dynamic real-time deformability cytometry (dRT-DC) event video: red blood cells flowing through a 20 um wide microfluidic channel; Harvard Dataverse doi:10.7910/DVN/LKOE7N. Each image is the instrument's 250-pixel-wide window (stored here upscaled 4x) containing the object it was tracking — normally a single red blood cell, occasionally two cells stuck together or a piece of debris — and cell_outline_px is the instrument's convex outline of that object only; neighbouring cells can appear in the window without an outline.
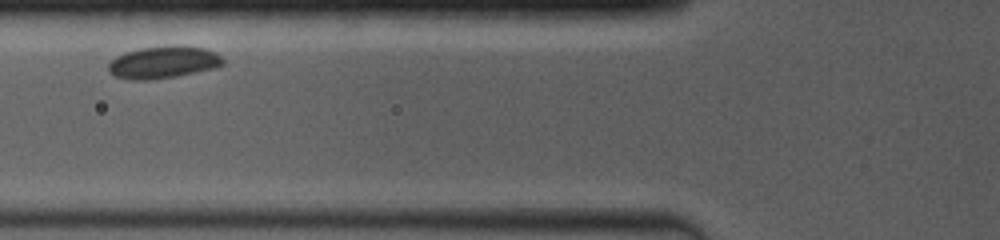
{"species": "common noctule bat (a hibernating species)", "species_latin": "Nyctalus noctula", "temperature_condition": "room temperature", "stored_images_in_passage": 15, "camera_frame_rate_fps": 4000, "um_per_image_px": 0.085, "animal": {"sex": "female", "body_mass_g": 19.0, "forearm_length_mm": 53.3}, "frame": {"image": 1, "passage_image": 3, "time_ms": 1.5, "image_size_px": [1000, 240], "cell_outline_px": [[224, 64], [220, 68], [176, 76], [152, 80], [128, 80], [116, 76], [108, 72], [108, 64], [116, 56], [124, 52], [140, 48], [180, 44], [204, 48], [216, 52], [224, 60]], "centroid_in_image_um": [13.92, 5.29], "position_along_channel_um": 111.9, "area_um2": 22.02}}
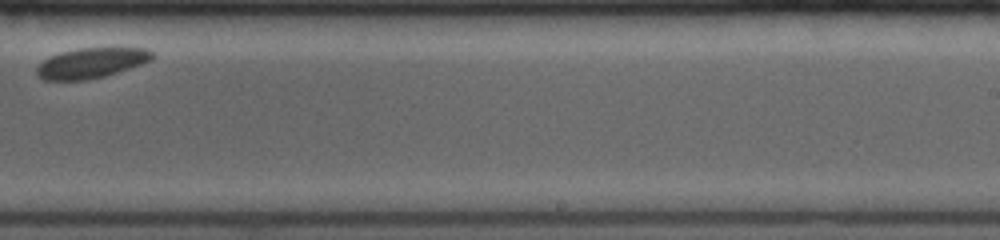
{"frame": {"image": 2, "passage_image": 11, "time_ms": 6.25, "image_size_px": [1000, 240], "cell_outline_px": [[152, 56], [148, 60], [140, 64], [104, 76], [88, 80], [44, 80], [36, 76], [36, 68], [44, 60], [52, 56], [64, 52], [80, 48], [148, 48], [152, 52]], "centroid_in_image_um": [7.71, 5.36], "position_along_channel_um": 281.3, "area_um2": 19.88}}
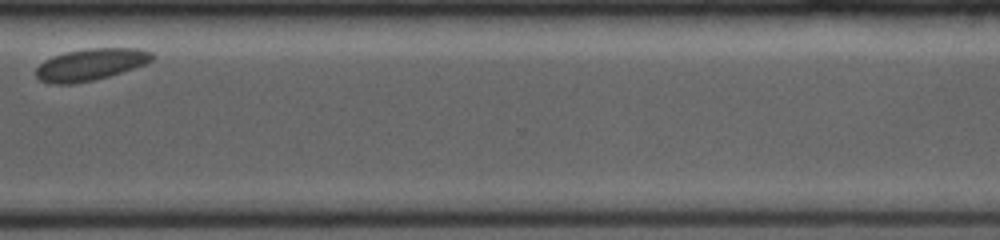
{"frame": {"image": 3, "passage_image": 14, "time_ms": 8.5, "image_size_px": [1000, 240], "cell_outline_px": [[156, 56], [152, 60], [144, 64], [108, 76], [92, 80], [72, 84], [52, 84], [40, 80], [36, 76], [36, 68], [44, 60], [52, 56], [68, 52], [88, 48], [140, 48], [152, 52]], "centroid_in_image_um": [7.69, 5.47], "position_along_channel_um": 362.9, "area_um2": 21.39}, "authors_computed_cell_mechanics": {"area_um2": 21.386, "velocity_mm_per_s": 3.5692, "shape_relaxation_time_tau1_ms": 0.0239, "shape_relaxation_time_tau2_ms": null, "deformation_change_tau1": 0.0336, "deformation_change_tau2": null}}